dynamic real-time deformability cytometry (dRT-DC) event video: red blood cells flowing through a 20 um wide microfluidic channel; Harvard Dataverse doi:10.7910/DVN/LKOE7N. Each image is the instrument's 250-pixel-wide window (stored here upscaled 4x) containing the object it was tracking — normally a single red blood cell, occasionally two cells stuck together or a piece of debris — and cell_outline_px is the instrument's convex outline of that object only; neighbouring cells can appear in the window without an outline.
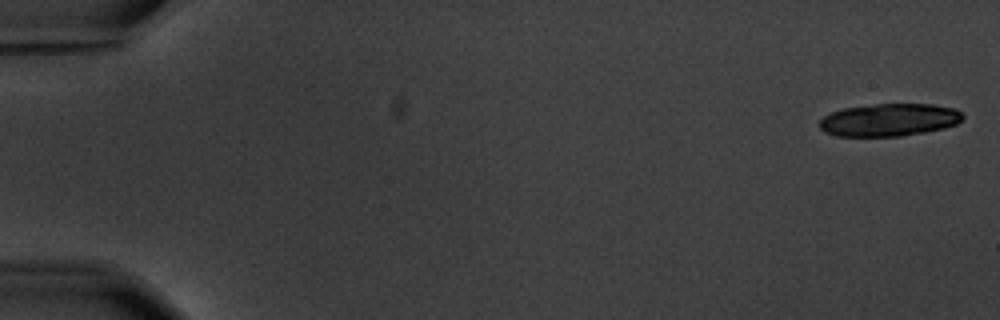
{"species": "common noctule bat (a hibernating species)", "species_latin": "Nyctalus noctula", "temperature_condition": "warm", "stored_images_in_passage": 7, "camera_frame_rate_fps": 3000, "um_per_image_px": 0.085, "animal": {"sex": "male", "body_mass_g": 20.1, "forearm_length_mm": 53.5}, "frame": {"image": 1, "passage_image": 1, "time_ms": 0.0, "image_size_px": [1000, 320], "cell_outline_px": [[964, 116], [956, 124], [944, 128], [924, 132], [900, 136], [836, 136], [824, 132], [820, 128], [820, 120], [824, 116], [832, 112], [844, 108], [876, 104], [932, 104], [956, 108]], "centroid_in_image_um": [75.58, 10.19], "position_along_channel_um": 9.4, "area_um2": 27.17}}
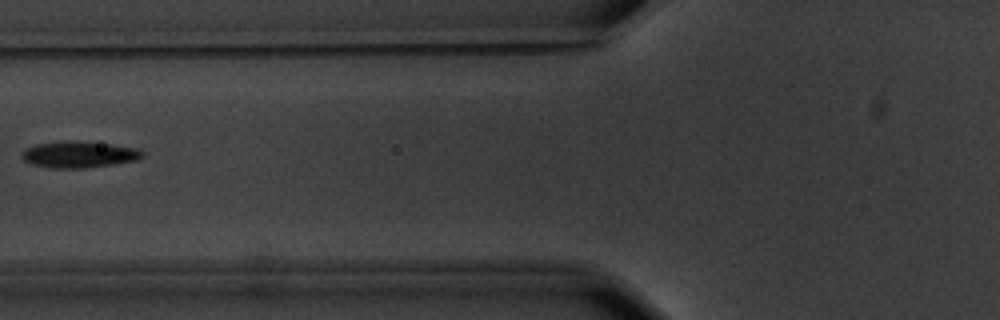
{"frame": {"image": 2, "passage_image": 7, "time_ms": 7.667, "image_size_px": [1000, 320], "cell_outline_px": [[144, 156], [136, 160], [116, 164], [84, 168], [52, 168], [32, 164], [24, 160], [24, 152], [28, 148], [36, 144], [64, 140], [68, 140], [108, 144], [136, 148], [144, 152]], "centroid_in_image_um": [6.75, 13.13], "position_along_channel_um": 119.0, "area_um2": 18.32}}